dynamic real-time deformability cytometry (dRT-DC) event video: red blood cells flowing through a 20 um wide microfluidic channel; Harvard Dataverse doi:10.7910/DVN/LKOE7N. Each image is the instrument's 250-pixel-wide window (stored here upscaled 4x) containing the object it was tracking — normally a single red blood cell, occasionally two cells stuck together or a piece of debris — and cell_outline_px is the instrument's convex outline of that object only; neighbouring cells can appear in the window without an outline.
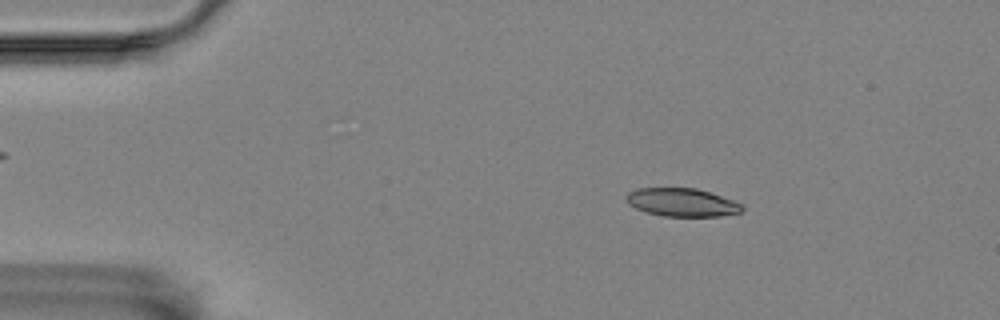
{"species": "Egyptian fruit bat (a non-hibernating species)", "species_latin": "Rousettus aegyptiacus", "temperature_condition": "room temperature", "stored_images_in_passage": 54, "camera_frame_rate_fps": 3000, "um_per_image_px": 0.085, "animal": {"sex": "female"}, "frame": {"image": 1, "passage_image": 7, "time_ms": 2.0, "image_size_px": [1000, 320], "cell_outline_px": [[744, 208], [740, 212], [720, 216], [664, 216], [648, 212], [636, 208], [628, 204], [624, 196], [628, 192], [636, 188], [696, 188], [744, 204]], "centroid_in_image_um": [57.94, 17.19], "position_along_channel_um": 27.1, "area_um2": 18.96}}
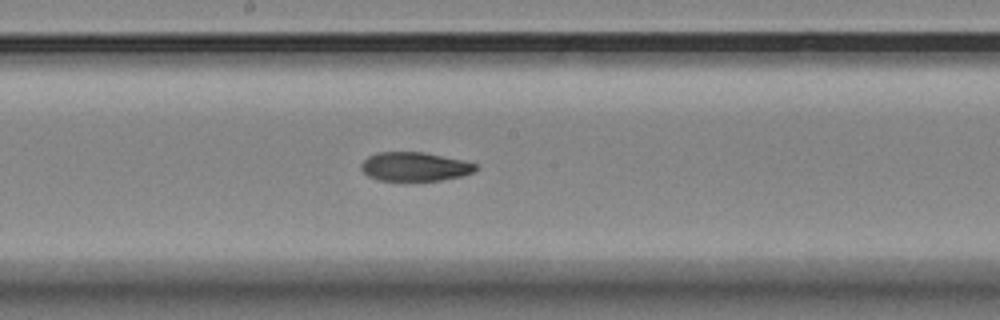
{"frame": {"image": 2, "passage_image": 28, "time_ms": 9.0, "image_size_px": [1000, 320], "cell_outline_px": [[480, 168], [472, 172], [460, 176], [440, 180], [376, 180], [368, 176], [360, 168], [360, 164], [368, 156], [376, 152], [424, 152], [464, 160], [476, 164]], "centroid_in_image_um": [35.24, 14.15], "position_along_channel_um": 213.0, "area_um2": 19.31}}
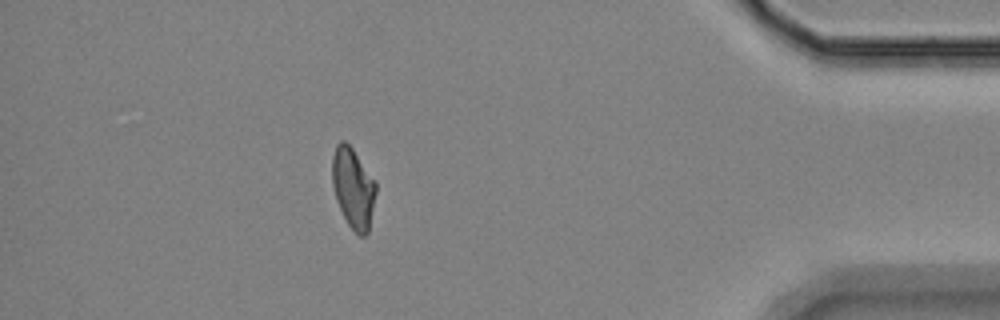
{"frame": {"image": 3, "passage_image": 48, "time_ms": 15.667, "image_size_px": [1000, 320], "cell_outline_px": [[376, 192], [368, 232], [364, 236], [360, 236], [348, 224], [336, 200], [332, 184], [332, 156], [336, 144], [340, 140], [344, 140], [352, 148], [376, 180]], "centroid_in_image_um": [30.01, 15.94], "position_along_channel_um": 405.2, "area_um2": 20.46}, "authors_computed_cell_mechanics": {"area_um2": 20.2878, "velocity_mm_per_s": 3.541, "shape_relaxation_time_tau1_ms": null, "shape_relaxation_time_tau2_ms": 2.9243, "deformation_change_tau1": null, "deformation_change_tau2": 0.0845}}